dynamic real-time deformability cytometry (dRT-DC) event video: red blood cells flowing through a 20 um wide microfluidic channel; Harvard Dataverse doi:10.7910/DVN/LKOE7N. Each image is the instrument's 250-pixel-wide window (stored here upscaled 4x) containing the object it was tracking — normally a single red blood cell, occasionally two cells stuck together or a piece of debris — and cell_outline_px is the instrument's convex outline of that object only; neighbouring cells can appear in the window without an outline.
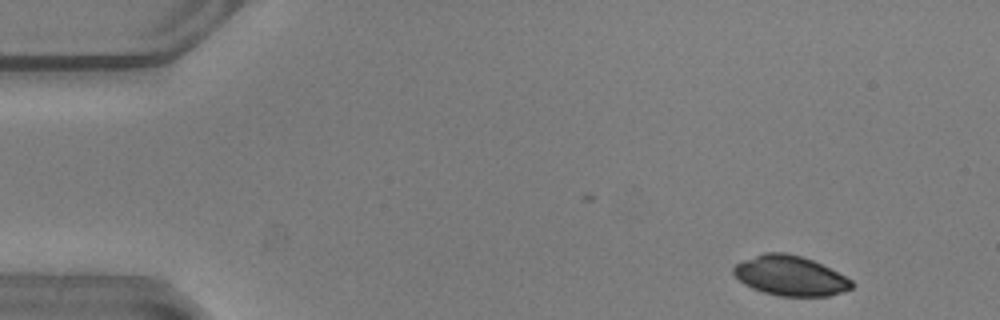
{"species": "common noctule bat (a hibernating species)", "species_latin": "Nyctalus noctula", "temperature_condition": "warm", "stored_images_in_passage": 46, "camera_frame_rate_fps": 3000, "um_per_image_px": 0.085, "animal": {"sex": "male", "body_mass_g": 20.5, "forearm_length_mm": 52.5}, "frame": {"image": 1, "passage_image": 3, "time_ms": 0.667, "image_size_px": [1000, 320], "cell_outline_px": [[856, 284], [852, 288], [828, 296], [780, 296], [764, 292], [752, 288], [744, 284], [732, 272], [732, 268], [736, 264], [744, 260], [764, 252], [784, 252], [800, 256], [812, 260], [852, 280]], "centroid_in_image_um": [67.15, 23.44], "position_along_channel_um": 17.8, "area_um2": 27.17}}
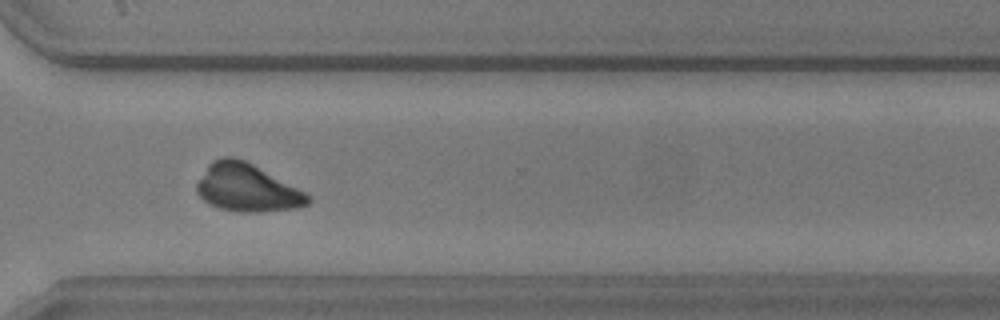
{"frame": {"image": 2, "passage_image": 37, "time_ms": 12.0, "image_size_px": [1000, 320], "cell_outline_px": [[312, 200], [308, 204], [296, 208], [260, 212], [240, 212], [220, 208], [208, 204], [196, 192], [196, 184], [208, 164], [212, 160], [224, 156], [232, 156], [244, 160], [252, 164], [312, 196]], "centroid_in_image_um": [20.97, 15.97], "position_along_channel_um": 349.6, "area_um2": 30.75}}
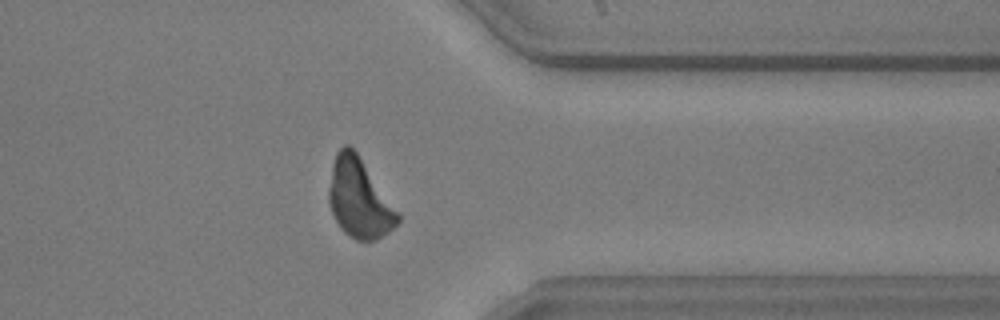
{"frame": {"image": 3, "passage_image": 40, "time_ms": 13.0, "image_size_px": [1000, 320], "cell_outline_px": [[400, 220], [388, 232], [376, 240], [356, 240], [344, 232], [340, 228], [332, 212], [328, 200], [328, 188], [332, 164], [336, 152], [344, 144], [348, 144], [356, 152], [400, 212]], "centroid_in_image_um": [30.53, 16.86], "position_along_channel_um": 380.9, "area_um2": 31.73}}